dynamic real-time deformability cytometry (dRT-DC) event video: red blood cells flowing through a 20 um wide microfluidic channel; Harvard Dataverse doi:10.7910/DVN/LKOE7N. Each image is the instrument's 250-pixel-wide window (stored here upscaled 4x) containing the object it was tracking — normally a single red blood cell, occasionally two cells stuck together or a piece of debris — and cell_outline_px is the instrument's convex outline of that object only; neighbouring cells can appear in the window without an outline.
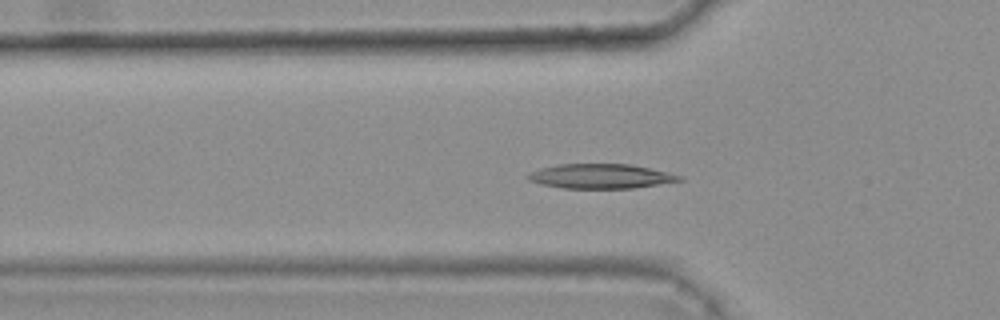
{"species": "common noctule bat (a hibernating species)", "species_latin": "Nyctalus noctula", "temperature_condition": "warm", "stored_images_in_passage": 45, "camera_frame_rate_fps": 3000, "um_per_image_px": 0.085, "animal": {"sex": "female", "body_mass_g": 25.1}, "frame": {"image": 1, "passage_image": 17, "time_ms": 5.333, "image_size_px": [1000, 320], "cell_outline_px": [[684, 180], [632, 188], [564, 188], [540, 184], [528, 180], [524, 176], [528, 172], [540, 168], [560, 164], [628, 164], [648, 168], [680, 176]], "centroid_in_image_um": [50.95, 14.98], "position_along_channel_um": 74.8, "area_um2": 21.44}}
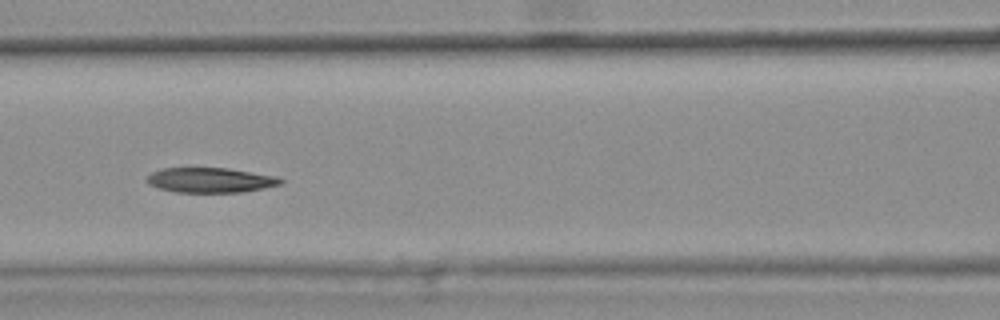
{"frame": {"image": 2, "passage_image": 23, "time_ms": 7.333, "image_size_px": [1000, 320], "cell_outline_px": [[284, 184], [264, 188], [240, 192], [176, 192], [160, 188], [148, 184], [144, 180], [152, 172], [164, 168], [228, 168], [280, 176], [284, 180]], "centroid_in_image_um": [17.94, 15.3], "position_along_channel_um": 148.7, "area_um2": 19.59}}
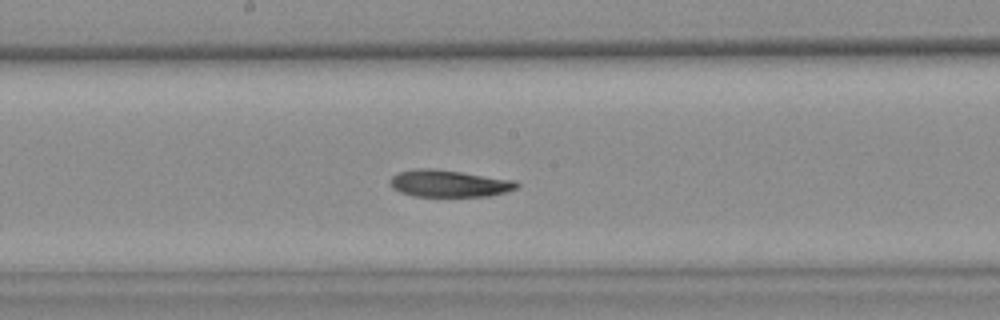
{"frame": {"image": 3, "passage_image": 28, "time_ms": 9.0, "image_size_px": [1000, 320], "cell_outline_px": [[520, 184], [516, 188], [504, 192], [488, 196], [412, 196], [400, 192], [392, 188], [388, 184], [388, 180], [396, 172], [416, 168], [432, 168], [516, 180]], "centroid_in_image_um": [38.1, 15.59], "position_along_channel_um": 210.1, "area_um2": 20.06}, "authors_computed_cell_mechanics": {"area_um2": 20.4034, "velocity_mm_per_s": 3.6885, "shape_relaxation_time_tau1_ms": 10.7044, "shape_relaxation_time_tau2_ms": null, "deformation_change_tau1": 0.2172, "deformation_change_tau2": null}}